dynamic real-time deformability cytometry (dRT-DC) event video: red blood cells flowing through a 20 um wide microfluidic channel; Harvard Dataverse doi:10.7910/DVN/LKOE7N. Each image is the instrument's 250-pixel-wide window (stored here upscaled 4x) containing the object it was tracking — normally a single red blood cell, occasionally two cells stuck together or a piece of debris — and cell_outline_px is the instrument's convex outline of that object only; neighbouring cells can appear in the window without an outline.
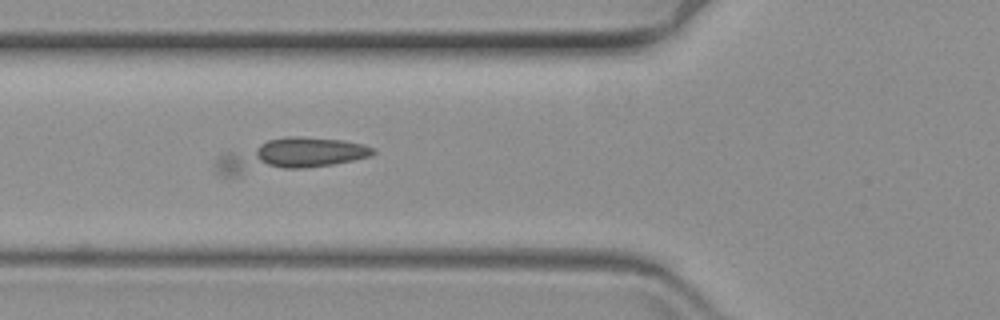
{"species": "common noctule bat (a hibernating species)", "species_latin": "Nyctalus noctula", "temperature_condition": "warm", "stored_images_in_passage": 37, "camera_frame_rate_fps": 3000, "um_per_image_px": 0.085, "animal": {"sex": "female", "body_mass_g": 19.3, "forearm_length_mm": 54.1}, "frame": {"image": 1, "passage_image": 16, "time_ms": 5.0, "image_size_px": [1000, 320], "cell_outline_px": [[376, 152], [372, 156], [332, 164], [304, 168], [236, 176], [220, 176], [216, 172], [212, 164], [220, 156], [268, 140], [288, 136], [300, 136], [340, 140], [364, 144], [372, 148]], "centroid_in_image_um": [24.58, 13.21], "position_along_channel_um": 101.2, "area_um2": 29.42}}
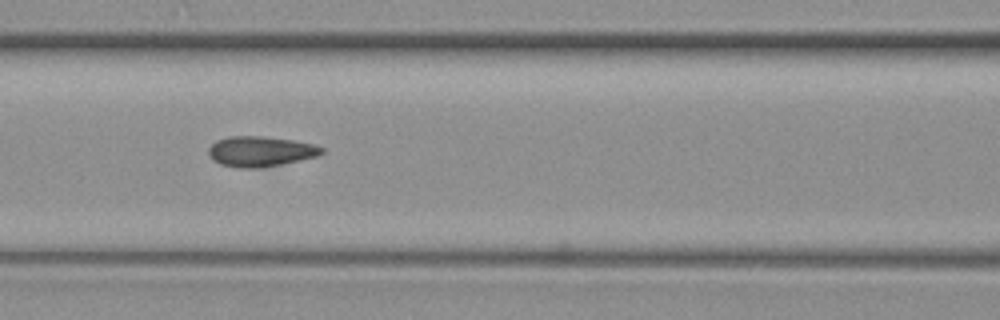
{"frame": {"image": 2, "passage_image": 20, "time_ms": 6.333, "image_size_px": [1000, 320], "cell_outline_px": [[324, 152], [316, 156], [300, 160], [264, 168], [240, 168], [220, 164], [212, 160], [208, 152], [208, 148], [216, 140], [228, 136], [260, 136], [292, 140], [312, 144], [324, 148]], "centroid_in_image_um": [22.1, 12.88], "position_along_channel_um": 144.5, "area_um2": 20.0}}